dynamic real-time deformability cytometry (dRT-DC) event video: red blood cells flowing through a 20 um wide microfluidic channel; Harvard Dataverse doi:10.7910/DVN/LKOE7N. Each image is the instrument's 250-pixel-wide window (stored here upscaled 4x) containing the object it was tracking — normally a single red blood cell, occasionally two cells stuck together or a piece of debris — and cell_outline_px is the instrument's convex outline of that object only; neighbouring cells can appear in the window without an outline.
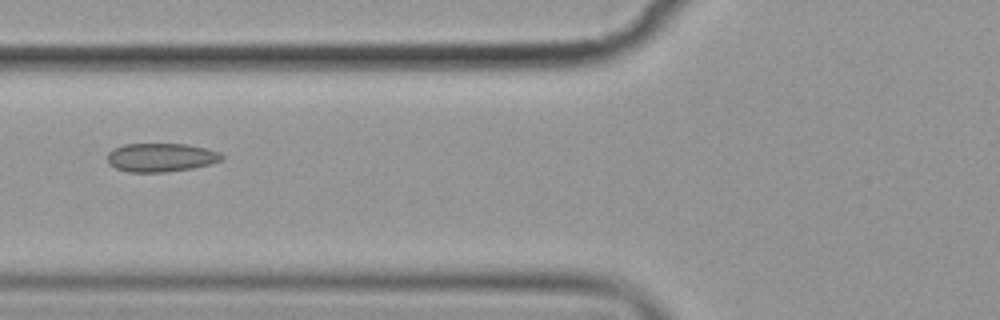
{"species": "common noctule bat (a hibernating species)", "species_latin": "Nyctalus noctula", "temperature_condition": "cold", "stored_images_in_passage": 8, "camera_frame_rate_fps": 3000, "um_per_image_px": 0.085, "animal": {"sex": "female", "body_mass_g": 19.9}, "frame": {"image": 1, "passage_image": 7, "time_ms": 7.0, "image_size_px": [1000, 320], "cell_outline_px": [[224, 160], [192, 168], [164, 172], [128, 172], [116, 168], [108, 164], [108, 152], [112, 148], [124, 144], [188, 144], [220, 152], [224, 156]], "centroid_in_image_um": [13.66, 13.38], "position_along_channel_um": 112.1, "area_um2": 19.13}}
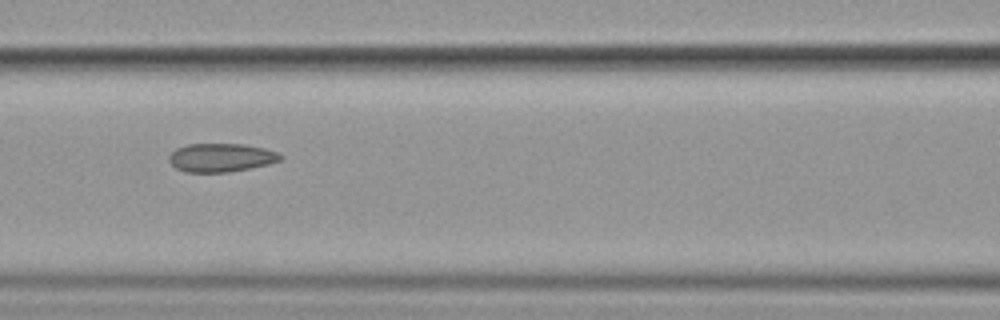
{"frame": {"image": 2, "passage_image": 8, "time_ms": 8.0, "image_size_px": [1000, 320], "cell_outline_px": [[284, 156], [280, 160], [268, 164], [228, 172], [184, 172], [176, 168], [168, 160], [168, 156], [176, 148], [188, 144], [244, 144], [264, 148], [280, 152]], "centroid_in_image_um": [18.79, 13.39], "position_along_channel_um": 147.8, "area_um2": 18.55}}